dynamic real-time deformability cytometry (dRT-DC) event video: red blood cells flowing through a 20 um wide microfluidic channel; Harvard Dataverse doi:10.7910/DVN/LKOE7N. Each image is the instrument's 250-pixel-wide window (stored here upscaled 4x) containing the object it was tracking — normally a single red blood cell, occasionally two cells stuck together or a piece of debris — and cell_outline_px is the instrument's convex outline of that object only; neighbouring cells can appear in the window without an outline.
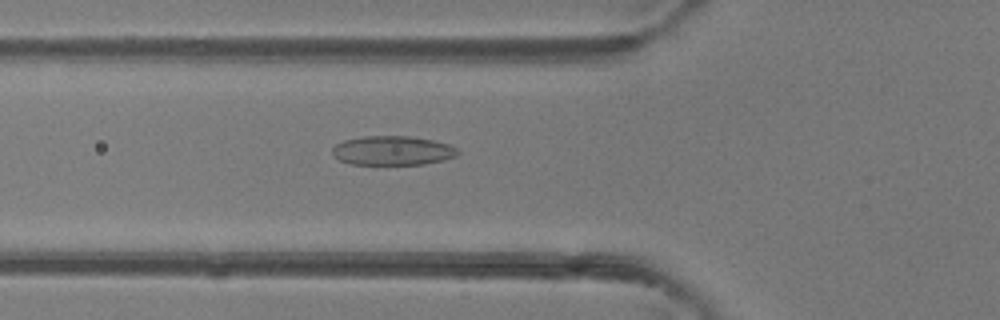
{"species": "common noctule bat (a hibernating species)", "species_latin": "Nyctalus noctula", "temperature_condition": "room temperature", "stored_images_in_passage": 42, "camera_frame_rate_fps": 3000, "um_per_image_px": 0.085, "animal": {"sex": "female"}, "frame": {"image": 1, "passage_image": 12, "time_ms": 3.667, "image_size_px": [1000, 320], "cell_outline_px": [[460, 152], [456, 156], [444, 160], [424, 164], [352, 164], [340, 160], [332, 156], [332, 148], [336, 144], [344, 140], [364, 136], [408, 136], [432, 140], [448, 144], [456, 148]], "centroid_in_image_um": [33.36, 12.8], "position_along_channel_um": 92.4, "area_um2": 21.33}}
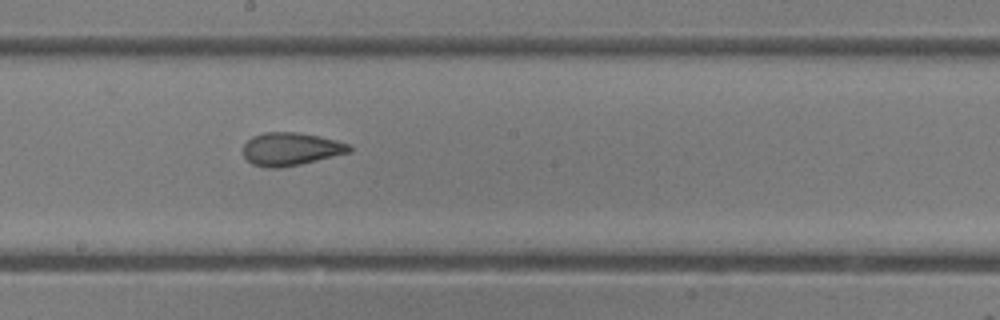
{"frame": {"image": 2, "passage_image": 21, "time_ms": 6.667, "image_size_px": [1000, 320], "cell_outline_px": [[352, 152], [300, 164], [280, 168], [268, 168], [252, 164], [244, 156], [244, 144], [252, 136], [264, 132], [296, 132], [320, 136], [352, 144]], "centroid_in_image_um": [24.75, 12.66], "position_along_channel_um": 223.4, "area_um2": 20.52}}
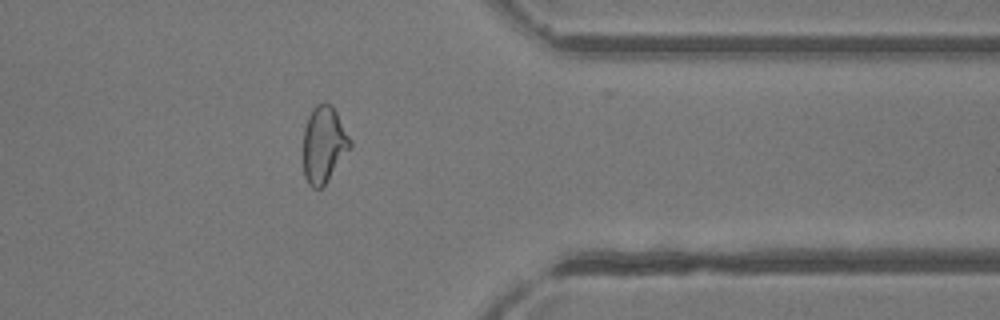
{"frame": {"image": 3, "passage_image": 33, "time_ms": 10.667, "image_size_px": [1000, 320], "cell_outline_px": [[352, 144], [324, 184], [320, 188], [312, 188], [308, 184], [304, 176], [304, 128], [308, 116], [312, 108], [316, 104], [332, 104], [352, 140]], "centroid_in_image_um": [27.51, 12.25], "position_along_channel_um": 383.9, "area_um2": 20.52}, "authors_computed_cell_mechanics": {"area_um2": 21.0681, "velocity_mm_per_s": 4.3406, "shape_relaxation_time_tau1_ms": 6.528, "shape_relaxation_time_tau2_ms": 1.7381, "deformation_change_tau1": 0.1841, "deformation_change_tau2": 0.0902}}